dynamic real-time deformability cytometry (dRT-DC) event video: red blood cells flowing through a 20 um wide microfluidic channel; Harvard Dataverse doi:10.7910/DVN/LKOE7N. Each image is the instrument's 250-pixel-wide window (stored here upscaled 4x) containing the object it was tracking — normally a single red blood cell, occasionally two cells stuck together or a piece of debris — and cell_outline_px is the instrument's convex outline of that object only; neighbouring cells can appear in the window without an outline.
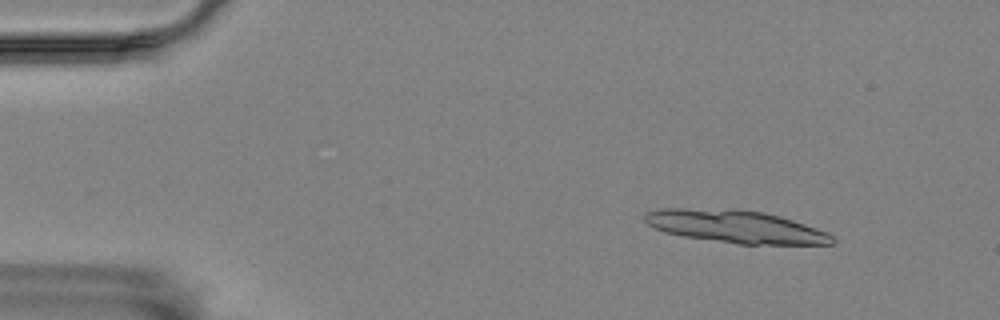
{"species": "Egyptian fruit bat (a non-hibernating species)", "species_latin": "Rousettus aegyptiacus", "temperature_condition": "room temperature", "stored_images_in_passage": 5, "camera_frame_rate_fps": 3000, "um_per_image_px": 0.085, "animal": {"sex": "female"}, "frame": {"image": 1, "passage_image": 2, "time_ms": 0.333, "image_size_px": [1000, 320], "cell_outline_px": [[836, 240], [832, 244], [740, 244], [684, 236], [664, 232], [648, 224], [644, 220], [644, 216], [648, 212], [660, 208], [736, 208], [764, 212], [780, 216], [828, 232]], "centroid_in_image_um": [62.53, 19.24], "position_along_channel_um": 22.5, "area_um2": 35.72}}